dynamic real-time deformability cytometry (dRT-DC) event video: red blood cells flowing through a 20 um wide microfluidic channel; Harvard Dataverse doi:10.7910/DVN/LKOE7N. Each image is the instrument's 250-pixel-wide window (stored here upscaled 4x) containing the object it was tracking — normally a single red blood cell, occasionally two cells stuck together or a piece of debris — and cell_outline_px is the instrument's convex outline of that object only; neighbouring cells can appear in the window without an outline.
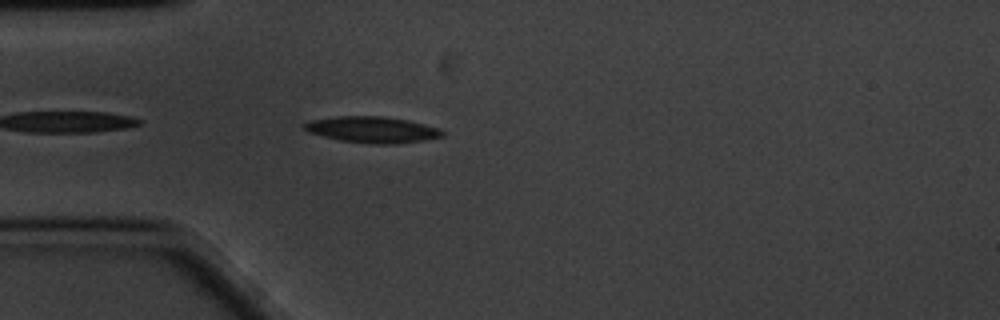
{"species": "common noctule bat (a hibernating species)", "species_latin": "Nyctalus noctula", "temperature_condition": "cold", "stored_images_in_passage": 12, "camera_frame_rate_fps": 3000, "um_per_image_px": 0.085, "animal": {"sex": "male", "body_mass_g": 20.1, "forearm_length_mm": 53.5}, "frame": {"image": 1, "passage_image": 3, "time_ms": 0.667, "image_size_px": [1000, 320], "cell_outline_px": [[444, 136], [424, 140], [396, 144], [376, 144], [340, 140], [308, 132], [300, 124], [312, 120], [336, 116], [384, 116], [408, 120], [440, 128], [444, 132]], "centroid_in_image_um": [31.66, 11.01], "position_along_channel_um": 53.3, "area_um2": 21.1}}